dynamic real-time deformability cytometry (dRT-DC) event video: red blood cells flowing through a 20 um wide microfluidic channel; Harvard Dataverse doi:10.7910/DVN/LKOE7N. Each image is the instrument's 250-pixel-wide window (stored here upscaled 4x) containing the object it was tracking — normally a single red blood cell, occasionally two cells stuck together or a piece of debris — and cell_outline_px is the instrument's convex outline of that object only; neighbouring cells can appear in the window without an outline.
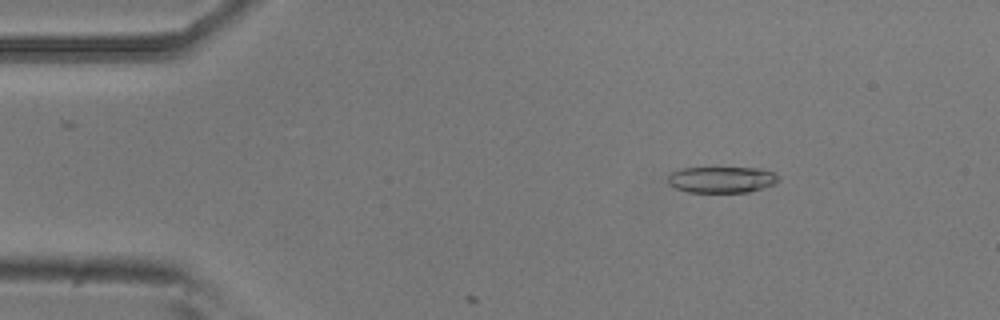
{"species": "common noctule bat (a hibernating species)", "species_latin": "Nyctalus noctula", "temperature_condition": "room temperature", "stored_images_in_passage": 7, "camera_frame_rate_fps": 3000, "um_per_image_px": 0.085, "animal": {"sex": "male", "body_mass_g": 20.5, "forearm_length_mm": 52.5}, "frame": {"image": 1, "passage_image": 4, "time_ms": 1.0, "image_size_px": [1000, 320], "cell_outline_px": [[780, 180], [776, 184], [748, 192], [688, 192], [676, 188], [668, 184], [668, 176], [672, 172], [680, 168], [760, 168], [772, 172], [780, 176]], "centroid_in_image_um": [61.36, 15.27], "position_along_channel_um": 23.6, "area_um2": 16.99}}